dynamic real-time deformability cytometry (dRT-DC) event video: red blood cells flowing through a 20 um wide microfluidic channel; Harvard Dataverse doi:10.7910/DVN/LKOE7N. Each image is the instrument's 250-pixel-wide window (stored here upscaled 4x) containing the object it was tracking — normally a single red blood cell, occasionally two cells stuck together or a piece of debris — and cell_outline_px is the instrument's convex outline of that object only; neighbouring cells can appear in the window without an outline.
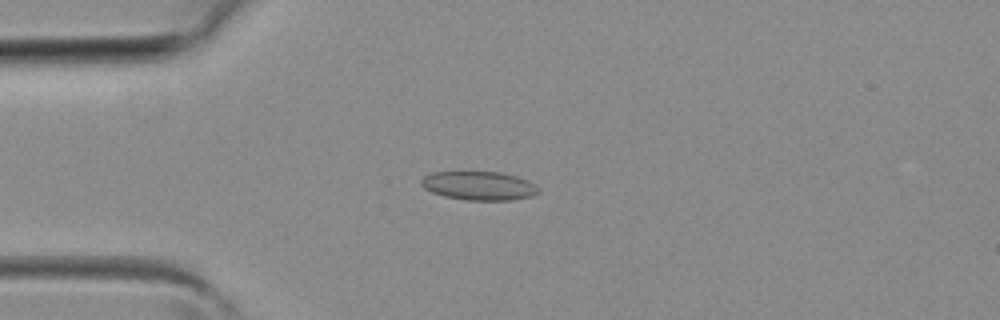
{"species": "common noctule bat (a hibernating species)", "species_latin": "Nyctalus noctula", "temperature_condition": "room temperature", "stored_images_in_passage": 32, "camera_frame_rate_fps": 3000, "um_per_image_px": 0.085, "animal": {"sex": "female", "body_mass_g": 19.3, "forearm_length_mm": 54.1}, "frame": {"image": 1, "passage_image": 2, "time_ms": 0.333, "image_size_px": [1000, 320], "cell_outline_px": [[540, 192], [532, 196], [512, 200], [468, 200], [444, 196], [432, 192], [424, 188], [420, 184], [420, 180], [424, 176], [432, 172], [500, 172], [516, 176], [528, 180]], "centroid_in_image_um": [40.68, 15.79], "position_along_channel_um": 44.3, "area_um2": 19.54}}
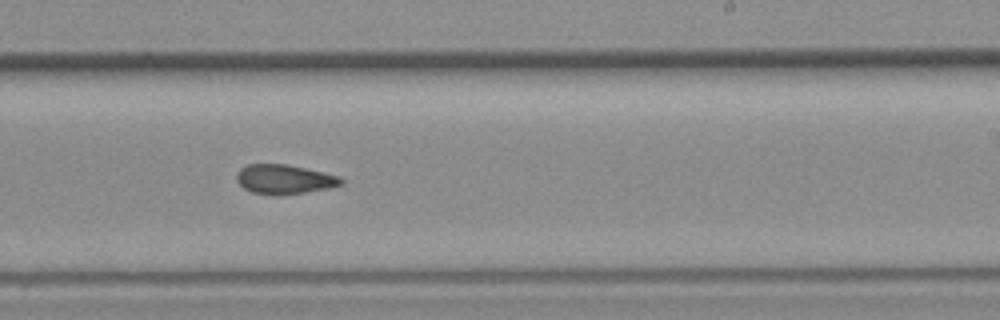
{"frame": {"image": 2, "passage_image": 16, "time_ms": 5.0, "image_size_px": [1000, 320], "cell_outline_px": [[344, 184], [328, 188], [304, 192], [252, 192], [244, 188], [236, 180], [236, 172], [240, 168], [248, 164], [288, 164], [340, 176], [344, 180]], "centroid_in_image_um": [24.18, 15.18], "position_along_channel_um": 264.8, "area_um2": 17.28}}
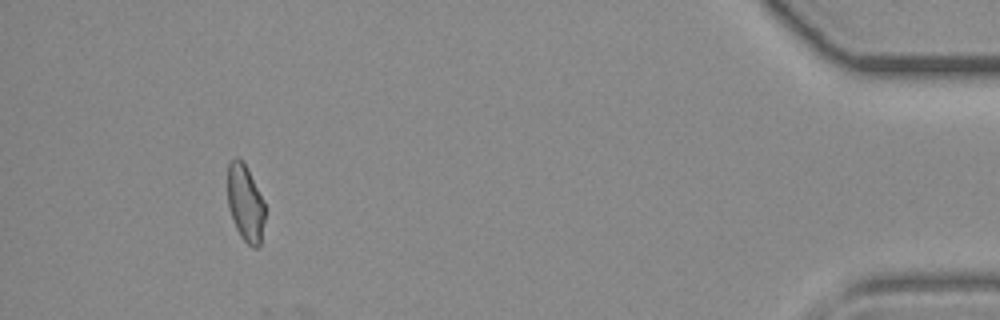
{"frame": {"image": 3, "passage_image": 29, "time_ms": 9.333, "image_size_px": [1000, 320], "cell_outline_px": [[264, 220], [260, 244], [256, 248], [252, 248], [240, 236], [236, 228], [228, 208], [228, 164], [236, 156], [244, 164], [264, 204]], "centroid_in_image_um": [20.83, 17.32], "position_along_channel_um": 414.4, "area_um2": 16.18}}